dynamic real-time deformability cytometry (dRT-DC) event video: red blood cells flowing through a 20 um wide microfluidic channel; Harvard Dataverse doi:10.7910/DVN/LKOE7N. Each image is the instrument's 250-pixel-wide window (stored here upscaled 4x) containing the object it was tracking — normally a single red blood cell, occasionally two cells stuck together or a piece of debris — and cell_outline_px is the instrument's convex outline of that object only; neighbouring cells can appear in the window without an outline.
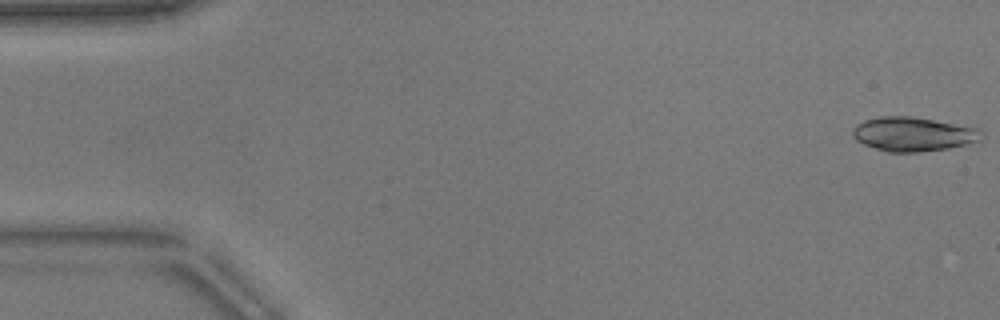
{"species": "common noctule bat (a hibernating species)", "species_latin": "Nyctalus noctula", "temperature_condition": "warm", "stored_images_in_passage": 52, "camera_frame_rate_fps": 3000, "um_per_image_px": 0.085, "animal": {"sex": "male", "body_mass_g": 17.9}, "frame": {"image": 1, "passage_image": 1, "time_ms": 0.0, "image_size_px": [1000, 320], "cell_outline_px": [[984, 136], [980, 140], [968, 144], [948, 148], [920, 152], [888, 152], [864, 144], [856, 140], [852, 136], [852, 128], [856, 124], [864, 120], [880, 116], [912, 116], [980, 128], [984, 132]], "centroid_in_image_um": [77.64, 11.39], "position_along_channel_um": 7.4, "area_um2": 25.89}}
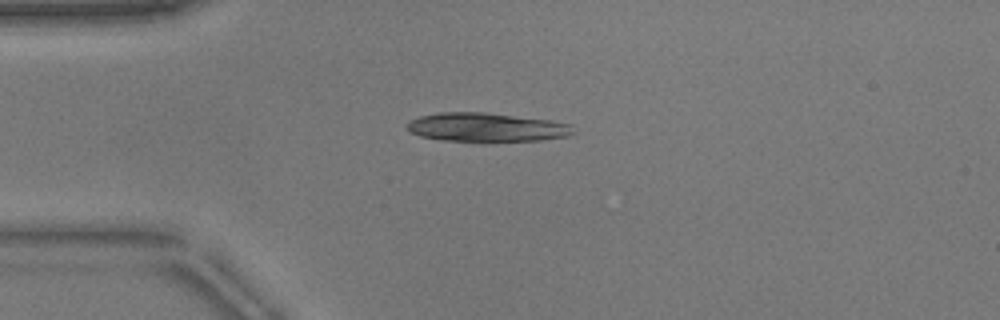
{"frame": {"image": 2, "passage_image": 13, "time_ms": 4.0, "image_size_px": [1000, 320], "cell_outline_px": [[576, 132], [568, 136], [540, 140], [484, 144], [444, 140], [420, 136], [412, 132], [404, 124], [408, 120], [420, 116], [440, 112], [484, 112], [548, 120], [572, 124]], "centroid_in_image_um": [41.36, 10.86], "position_along_channel_um": 43.6, "area_um2": 28.9}}